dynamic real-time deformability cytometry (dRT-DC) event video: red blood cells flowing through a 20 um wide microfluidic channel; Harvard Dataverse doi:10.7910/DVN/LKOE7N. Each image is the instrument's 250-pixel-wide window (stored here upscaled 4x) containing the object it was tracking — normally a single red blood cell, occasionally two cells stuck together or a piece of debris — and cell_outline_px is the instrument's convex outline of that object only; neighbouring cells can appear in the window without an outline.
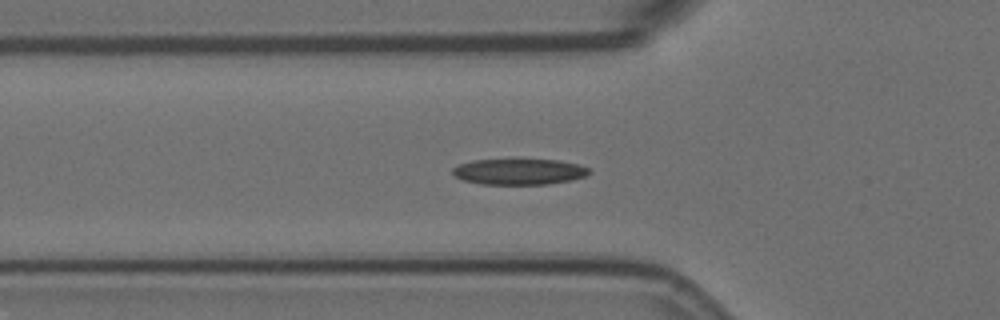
{"species": "Egyptian fruit bat (a non-hibernating species)", "species_latin": "Rousettus aegyptiacus", "temperature_condition": "room temperature", "stored_images_in_passage": 41, "camera_frame_rate_fps": 3000, "um_per_image_px": 0.085, "animal": {"sex": "female"}, "frame": {"image": 1, "passage_image": 2, "time_ms": 0.333, "image_size_px": [1000, 320], "cell_outline_px": [[592, 172], [588, 176], [548, 184], [480, 184], [464, 180], [456, 176], [452, 172], [452, 168], [460, 164], [472, 160], [516, 156], [520, 156], [560, 160], [576, 164], [588, 168]], "centroid_in_image_um": [44.12, 14.53], "position_along_channel_um": 81.7, "area_um2": 21.73}}
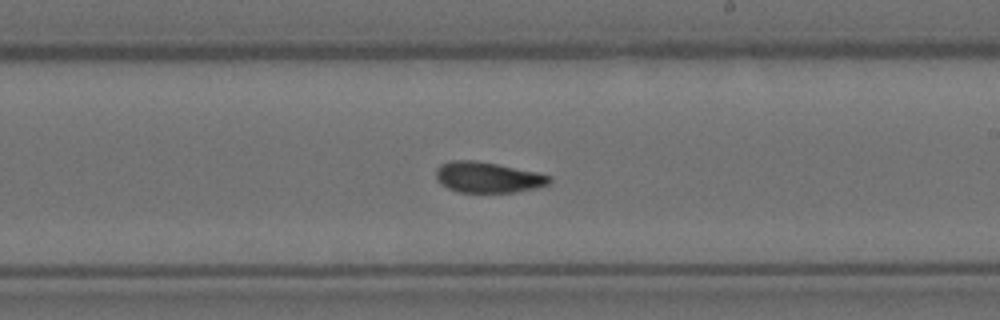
{"frame": {"image": 2, "passage_image": 16, "time_ms": 5.0, "image_size_px": [1000, 320], "cell_outline_px": [[552, 180], [548, 184], [536, 188], [516, 192], [456, 192], [440, 184], [436, 176], [436, 168], [440, 164], [448, 160], [476, 160], [536, 172], [552, 176]], "centroid_in_image_um": [41.44, 15.07], "position_along_channel_um": 247.6, "area_um2": 20.4}}
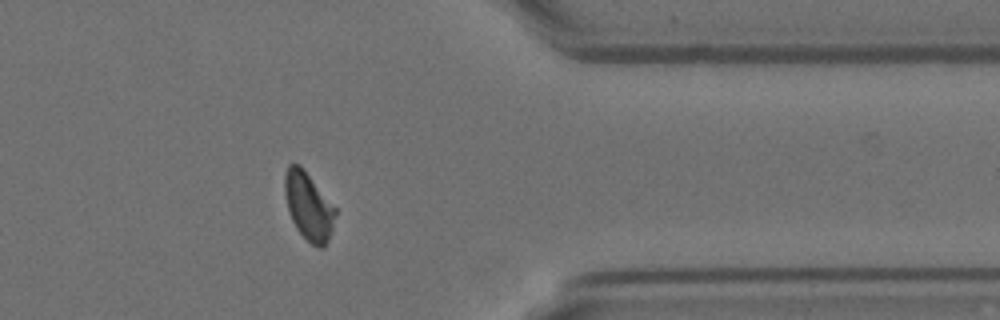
{"frame": {"image": 3, "passage_image": 29, "time_ms": 9.333, "image_size_px": [1000, 320], "cell_outline_px": [[336, 216], [328, 240], [324, 248], [320, 248], [312, 244], [296, 228], [292, 220], [288, 208], [284, 192], [284, 176], [288, 164], [300, 164], [336, 208]], "centroid_in_image_um": [26.22, 17.51], "position_along_channel_um": 385.2, "area_um2": 19.83}}